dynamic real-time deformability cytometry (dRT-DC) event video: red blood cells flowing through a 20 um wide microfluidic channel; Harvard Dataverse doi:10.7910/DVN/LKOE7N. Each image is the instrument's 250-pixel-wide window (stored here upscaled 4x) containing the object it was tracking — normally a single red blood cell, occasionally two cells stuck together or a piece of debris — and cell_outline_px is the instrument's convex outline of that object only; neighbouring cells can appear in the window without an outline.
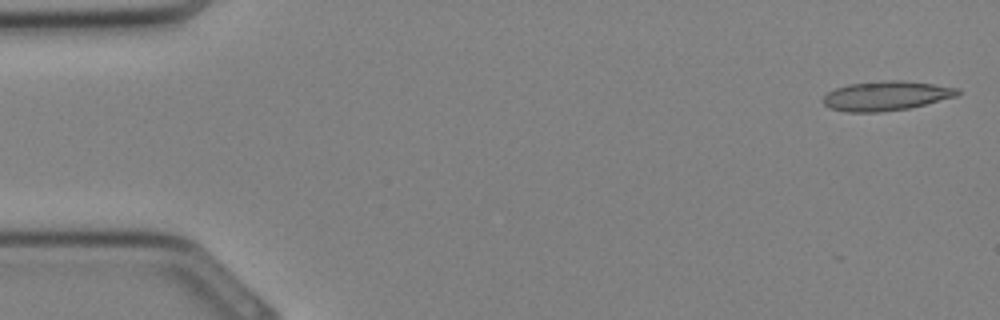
{"species": "Egyptian fruit bat (a non-hibernating species)", "species_latin": "Rousettus aegyptiacus", "temperature_condition": "cold", "stored_images_in_passage": 33, "segment_of_instrument_passage": [1, 2], "camera_frame_rate_fps": 3000, "um_per_image_px": 0.085, "animal": {"sex": "female"}, "frame": {"image": 1, "passage_image": 1, "time_ms": 0.0, "image_size_px": [1000, 320], "cell_outline_px": [[960, 92], [956, 96], [908, 108], [880, 112], [848, 112], [828, 108], [820, 100], [828, 92], [836, 88], [848, 84], [888, 80], [900, 80], [932, 84], [960, 88]], "centroid_in_image_um": [75.27, 8.14], "position_along_channel_um": 9.7, "area_um2": 22.95}}
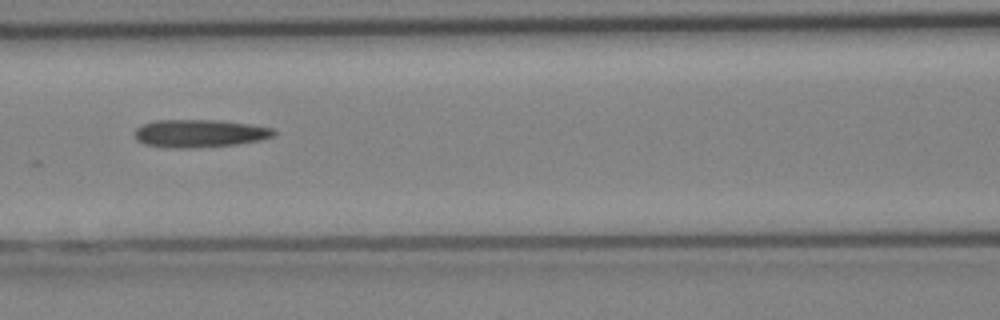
{"frame": {"image": 2, "passage_image": 14, "time_ms": 4.333, "image_size_px": [1000, 320], "cell_outline_px": [[276, 136], [260, 140], [236, 144], [188, 148], [164, 148], [144, 144], [136, 140], [136, 128], [140, 124], [156, 120], [220, 120], [248, 124], [272, 128], [276, 132]], "centroid_in_image_um": [16.94, 11.34], "position_along_channel_um": 149.7, "area_um2": 22.66}}
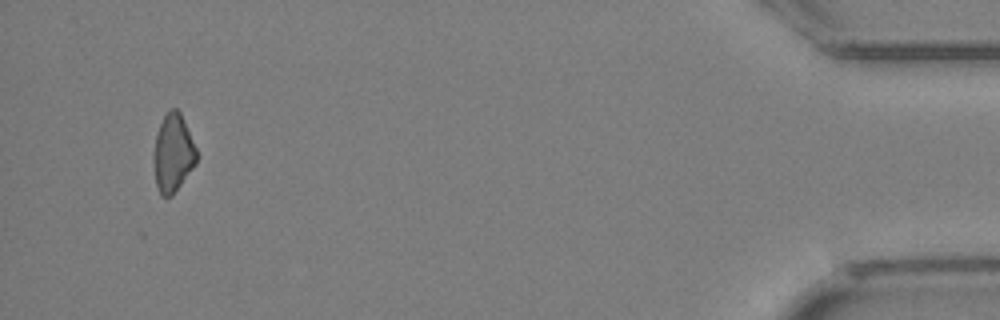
{"frame": {"image": 3, "passage_image": 31, "time_ms": 10.0, "image_size_px": [1000, 320], "cell_outline_px": [[196, 164], [172, 196], [160, 196], [156, 184], [152, 160], [156, 136], [160, 124], [164, 116], [172, 108], [176, 108], [180, 112], [196, 148]], "centroid_in_image_um": [14.69, 13.05], "position_along_channel_um": 420.5, "area_um2": 19.36}}